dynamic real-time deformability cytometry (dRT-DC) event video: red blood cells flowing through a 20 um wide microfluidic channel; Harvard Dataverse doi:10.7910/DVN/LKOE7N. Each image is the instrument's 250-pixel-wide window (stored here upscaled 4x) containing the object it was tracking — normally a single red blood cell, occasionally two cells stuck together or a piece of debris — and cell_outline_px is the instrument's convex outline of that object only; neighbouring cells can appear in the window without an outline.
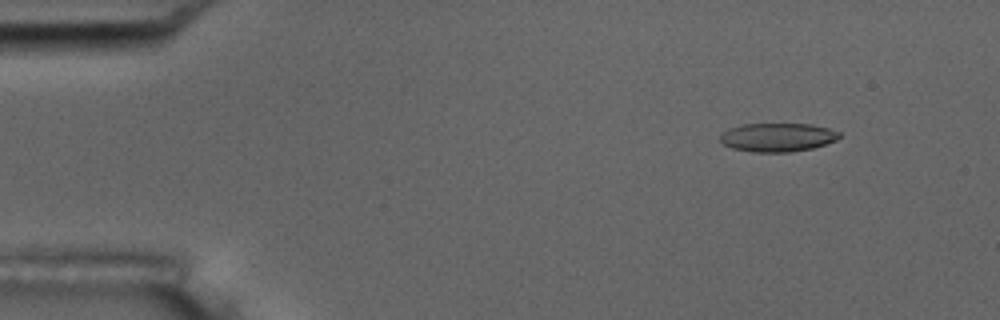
{"species": "common noctule bat (a hibernating species)", "species_latin": "Nyctalus noctula", "temperature_condition": "room temperature", "stored_images_in_passage": 55, "camera_frame_rate_fps": 3000, "um_per_image_px": 0.085, "animal": {"sex": "male", "body_mass_g": 17.5, "forearm_length_mm": 52.3}, "frame": {"image": 1, "passage_image": 6, "time_ms": 1.667, "image_size_px": [1000, 320], "cell_outline_px": [[840, 136], [836, 140], [812, 148], [792, 152], [752, 152], [732, 148], [724, 144], [720, 140], [720, 136], [728, 128], [744, 124], [812, 124], [828, 128], [840, 132]], "centroid_in_image_um": [66.09, 11.67], "position_along_channel_um": 18.9, "area_um2": 19.83}}
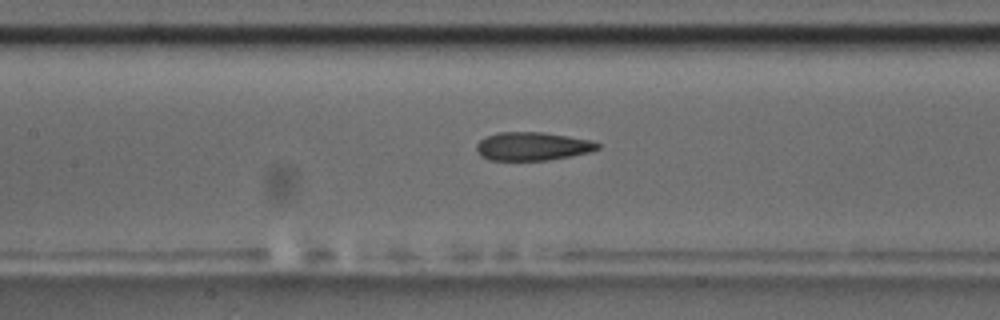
{"frame": {"image": 2, "passage_image": 25, "time_ms": 8.0, "image_size_px": [1000, 320], "cell_outline_px": [[600, 148], [592, 152], [572, 156], [548, 160], [488, 160], [480, 156], [476, 152], [476, 144], [480, 140], [496, 132], [544, 132], [592, 140], [600, 144]], "centroid_in_image_um": [45.27, 12.44], "position_along_channel_um": 162.1, "area_um2": 20.29}}
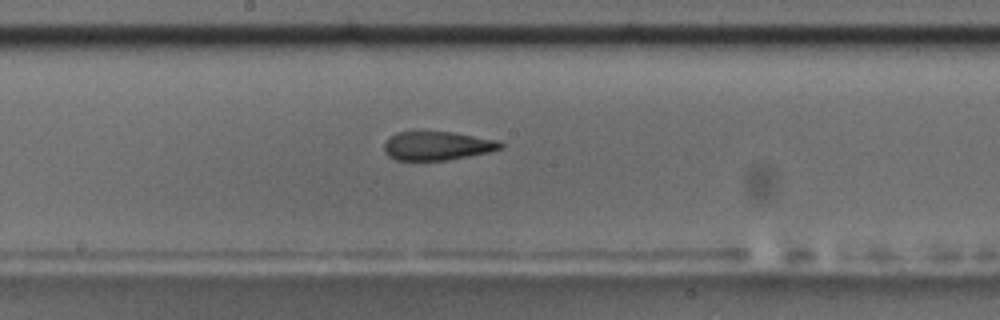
{"frame": {"image": 3, "passage_image": 29, "time_ms": 9.333, "image_size_px": [1000, 320], "cell_outline_px": [[504, 148], [488, 152], [448, 160], [396, 160], [388, 156], [384, 152], [384, 144], [396, 132], [452, 132], [500, 140], [504, 144]], "centroid_in_image_um": [37.2, 12.4], "position_along_channel_um": 211.0, "area_um2": 19.48}, "authors_computed_cell_mechanics": {"area_um2": 20.8658, "velocity_mm_per_s": 3.6999, "shape_relaxation_time_tau1_ms": null, "shape_relaxation_time_tau2_ms": 2.7276, "deformation_change_tau1": null, "deformation_change_tau2": 0.1191}}